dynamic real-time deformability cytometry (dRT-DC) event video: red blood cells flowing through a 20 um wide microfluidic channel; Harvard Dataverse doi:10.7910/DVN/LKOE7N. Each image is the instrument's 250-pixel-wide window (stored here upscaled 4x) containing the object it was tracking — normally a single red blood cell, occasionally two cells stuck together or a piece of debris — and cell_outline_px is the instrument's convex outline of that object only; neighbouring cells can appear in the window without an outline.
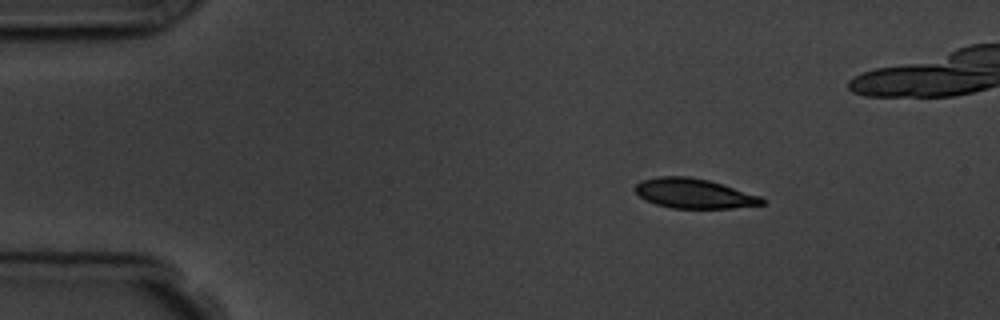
{"species": "common noctule bat (a hibernating species)", "species_latin": "Nyctalus noctula", "temperature_condition": "room temperature", "stored_images_in_passage": 4, "camera_frame_rate_fps": 3000, "um_per_image_px": 0.085, "animal": {"sex": "male", "body_mass_g": 19.5, "forearm_length_mm": 54.6}, "frame": {"image": 1, "passage_image": 1, "time_ms": 0.0, "image_size_px": [1000, 320], "cell_outline_px": [[764, 204], [732, 208], [672, 208], [656, 204], [644, 200], [636, 192], [636, 184], [640, 180], [660, 176], [688, 176], [708, 180], [760, 196], [764, 200]], "centroid_in_image_um": [58.95, 16.44], "position_along_channel_um": 26.0, "area_um2": 21.79}}